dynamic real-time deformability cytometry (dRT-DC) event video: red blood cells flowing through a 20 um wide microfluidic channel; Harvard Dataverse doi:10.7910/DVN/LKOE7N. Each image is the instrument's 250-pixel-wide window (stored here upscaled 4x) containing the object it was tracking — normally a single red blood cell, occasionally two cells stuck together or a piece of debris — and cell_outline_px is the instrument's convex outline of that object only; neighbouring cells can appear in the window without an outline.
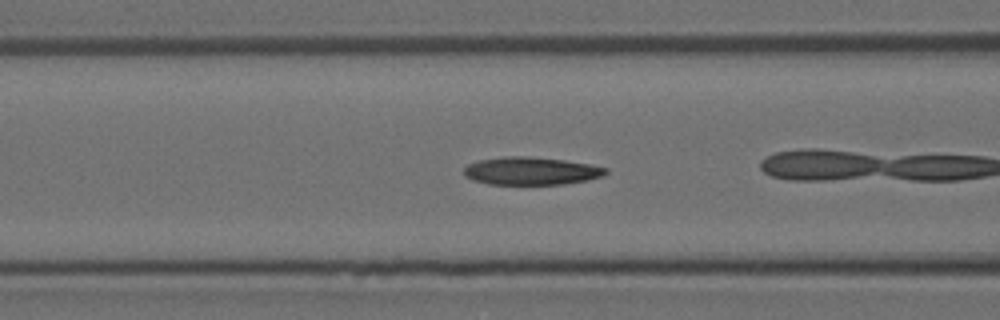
{"species": "Egyptian fruit bat (a non-hibernating species)", "species_latin": "Rousettus aegyptiacus", "temperature_condition": "room temperature", "stored_images_in_passage": 16, "camera_frame_rate_fps": 3000, "um_per_image_px": 0.085, "animal": {"sex": "female"}, "frame": {"image": 1, "passage_image": 14, "time_ms": 4.333, "image_size_px": [1000, 320], "cell_outline_px": [[608, 172], [604, 176], [588, 180], [564, 184], [488, 184], [472, 180], [464, 176], [464, 168], [468, 164], [480, 160], [504, 156], [528, 156], [564, 160], [588, 164], [608, 168]], "centroid_in_image_um": [45.14, 14.53], "position_along_channel_um": 121.5, "area_um2": 23.06}}